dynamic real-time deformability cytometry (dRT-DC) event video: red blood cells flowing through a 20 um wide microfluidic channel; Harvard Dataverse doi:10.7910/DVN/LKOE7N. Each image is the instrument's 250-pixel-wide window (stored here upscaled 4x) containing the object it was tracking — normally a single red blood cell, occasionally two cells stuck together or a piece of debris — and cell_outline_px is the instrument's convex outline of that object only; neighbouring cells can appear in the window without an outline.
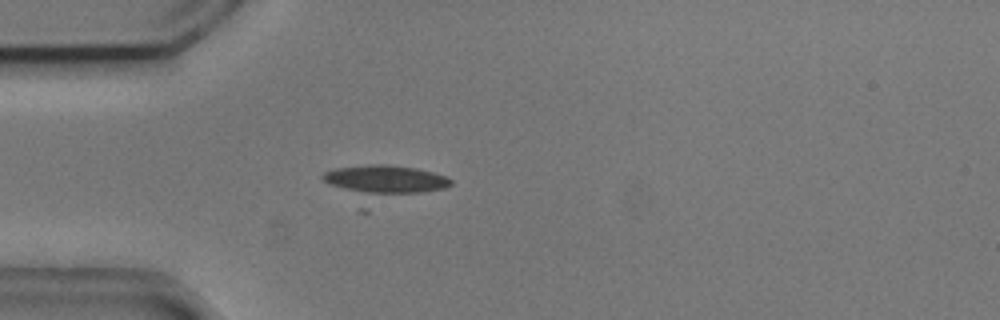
{"species": "common noctule bat (a hibernating species)", "species_latin": "Nyctalus noctula", "temperature_condition": "cold", "stored_images_in_passage": 3, "camera_frame_rate_fps": 3000, "um_per_image_px": 0.085, "animal": {"sex": "male", "body_mass_g": 20.5, "forearm_length_mm": 52.5}, "frame": {"image": 1, "passage_image": 3, "time_ms": 0.667, "image_size_px": [1000, 320], "cell_outline_px": [[452, 184], [444, 188], [420, 192], [372, 196], [368, 196], [332, 184], [324, 180], [320, 176], [324, 172], [336, 168], [368, 164], [388, 164], [416, 168], [432, 172], [444, 176], [452, 180]], "centroid_in_image_um": [32.74, 15.26], "position_along_channel_um": 52.3, "area_um2": 21.27}}